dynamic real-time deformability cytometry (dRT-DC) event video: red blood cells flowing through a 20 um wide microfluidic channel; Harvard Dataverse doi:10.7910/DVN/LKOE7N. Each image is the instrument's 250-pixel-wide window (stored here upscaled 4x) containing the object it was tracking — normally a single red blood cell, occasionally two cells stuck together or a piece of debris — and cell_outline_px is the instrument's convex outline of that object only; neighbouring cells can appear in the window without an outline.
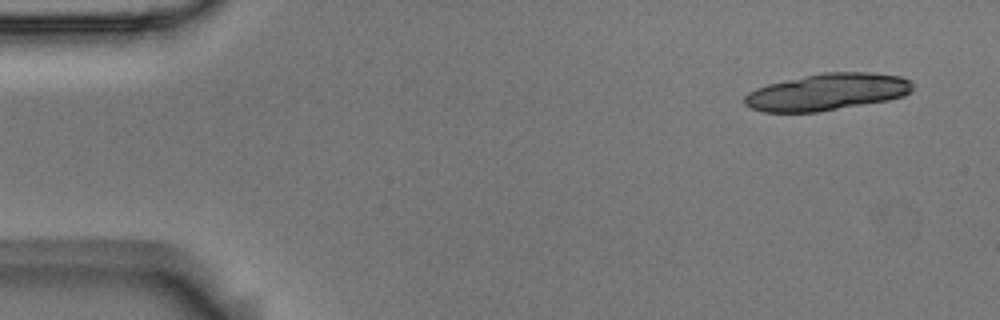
{"species": "Egyptian fruit bat (a non-hibernating species)", "species_latin": "Rousettus aegyptiacus", "temperature_condition": "room temperature", "stored_images_in_passage": 10, "camera_frame_rate_fps": 3000, "um_per_image_px": 0.085, "animal": {"sex": "male"}, "frame": {"image": 1, "passage_image": 1, "time_ms": 0.0, "image_size_px": [1000, 320], "cell_outline_px": [[912, 92], [904, 96], [888, 100], [816, 112], [764, 112], [752, 108], [744, 104], [744, 96], [748, 92], [756, 88], [768, 84], [804, 76], [824, 72], [872, 72], [900, 76], [908, 80], [912, 84]], "centroid_in_image_um": [70.31, 7.81], "position_along_channel_um": 14.7, "area_um2": 35.95}}